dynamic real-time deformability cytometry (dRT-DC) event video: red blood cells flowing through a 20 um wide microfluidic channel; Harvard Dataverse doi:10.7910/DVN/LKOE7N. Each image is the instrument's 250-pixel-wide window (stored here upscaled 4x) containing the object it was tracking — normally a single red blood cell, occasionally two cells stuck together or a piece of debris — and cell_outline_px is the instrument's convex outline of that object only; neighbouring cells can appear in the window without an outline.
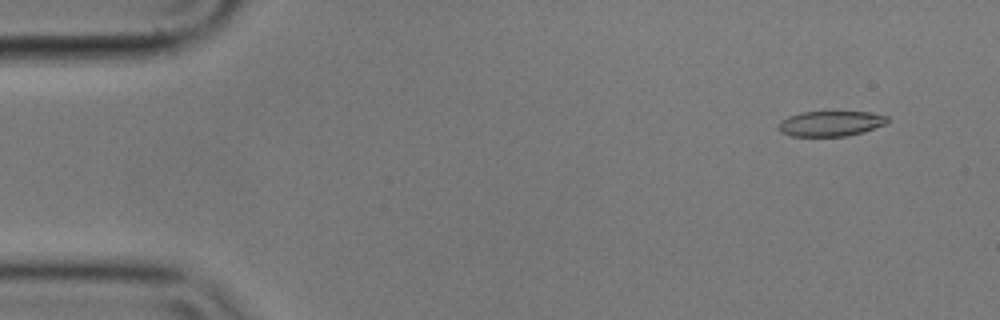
{"species": "common noctule bat (a hibernating species)", "species_latin": "Nyctalus noctula", "temperature_condition": "cold", "stored_images_in_passage": 5, "camera_frame_rate_fps": 3000, "um_per_image_px": 0.085, "animal": {"sex": "male", "body_mass_g": 17.9}, "frame": {"image": 1, "passage_image": 2, "time_ms": 0.333, "image_size_px": [1000, 320], "cell_outline_px": [[888, 120], [884, 124], [848, 136], [792, 136], [780, 132], [776, 128], [780, 120], [788, 116], [800, 112], [872, 112], [888, 116]], "centroid_in_image_um": [70.53, 10.49], "position_along_channel_um": 14.5, "area_um2": 16.01}}
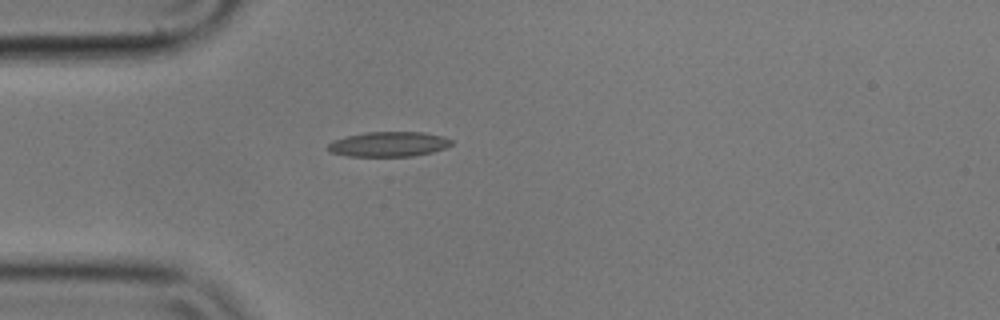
{"frame": {"image": 2, "passage_image": 5, "time_ms": 1.333, "image_size_px": [1000, 320], "cell_outline_px": [[452, 144], [444, 148], [432, 152], [412, 156], [348, 156], [328, 152], [328, 144], [332, 140], [364, 132], [424, 132], [440, 136], [452, 140]], "centroid_in_image_um": [33.0, 12.25], "position_along_channel_um": 52.0, "area_um2": 17.86}}